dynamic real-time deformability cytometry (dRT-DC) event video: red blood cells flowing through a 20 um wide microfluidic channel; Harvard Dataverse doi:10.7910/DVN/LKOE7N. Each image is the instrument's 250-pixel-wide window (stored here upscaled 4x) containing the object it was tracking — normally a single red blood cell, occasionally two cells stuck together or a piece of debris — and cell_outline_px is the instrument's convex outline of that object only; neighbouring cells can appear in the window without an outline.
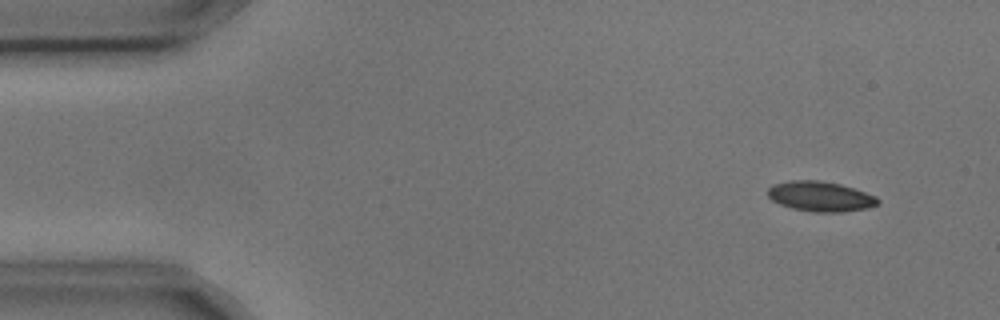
{"species": "common noctule bat (a hibernating species)", "species_latin": "Nyctalus noctula", "temperature_condition": "cold", "stored_images_in_passage": 6, "camera_frame_rate_fps": 3000, "um_per_image_px": 0.085, "animal": {"sex": "male", "body_mass_g": 17.9, "forearm_length_mm": 54.2}, "frame": {"image": 1, "passage_image": 2, "time_ms": 0.333, "image_size_px": [1000, 320], "cell_outline_px": [[880, 204], [868, 208], [840, 212], [816, 212], [792, 208], [780, 204], [772, 200], [768, 196], [768, 188], [772, 184], [788, 180], [820, 180], [840, 184], [876, 196], [880, 200]], "centroid_in_image_um": [69.73, 16.69], "position_along_channel_um": 15.3, "area_um2": 19.31}}